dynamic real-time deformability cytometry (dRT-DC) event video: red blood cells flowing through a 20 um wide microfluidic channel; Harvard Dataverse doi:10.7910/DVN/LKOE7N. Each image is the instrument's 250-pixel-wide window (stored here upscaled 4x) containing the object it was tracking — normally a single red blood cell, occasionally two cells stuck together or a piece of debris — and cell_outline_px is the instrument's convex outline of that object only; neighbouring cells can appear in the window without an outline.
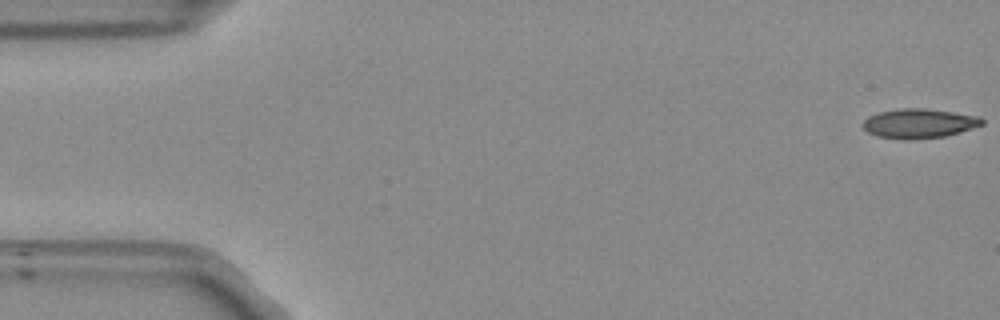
{"species": "Egyptian fruit bat (a non-hibernating species)", "species_latin": "Rousettus aegyptiacus", "temperature_condition": "room temperature", "stored_images_in_passage": 9, "camera_frame_rate_fps": 3000, "um_per_image_px": 0.085, "frame": {"image": 1, "passage_image": 1, "time_ms": 0.0, "image_size_px": [1000, 320], "cell_outline_px": [[984, 124], [960, 132], [944, 136], [916, 140], [904, 140], [876, 136], [868, 132], [860, 124], [868, 116], [880, 112], [900, 108], [924, 108], [980, 116], [984, 120]], "centroid_in_image_um": [78.1, 10.5], "position_along_channel_um": 6.9, "area_um2": 20.63}}